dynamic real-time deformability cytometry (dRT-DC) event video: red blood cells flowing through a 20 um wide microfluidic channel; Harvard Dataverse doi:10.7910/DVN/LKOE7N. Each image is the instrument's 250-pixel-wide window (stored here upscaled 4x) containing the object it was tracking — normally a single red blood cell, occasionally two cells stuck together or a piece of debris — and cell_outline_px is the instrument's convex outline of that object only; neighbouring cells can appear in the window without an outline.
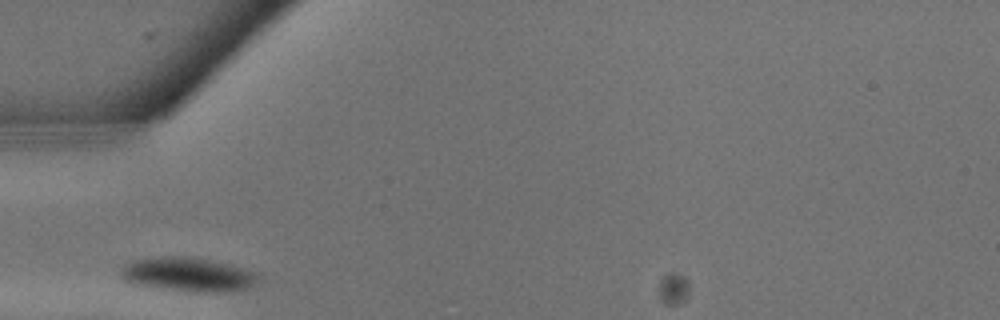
{"species": "common noctule bat (a hibernating species)", "species_latin": "Nyctalus noctula", "temperature_condition": "warm", "stored_images_in_passage": 4, "camera_frame_rate_fps": 3000, "um_per_image_px": 0.085, "animal": {"sex": "male", "body_mass_g": 13.3}, "frame": {"image": 1, "passage_image": 1, "time_ms": 0.0, "image_size_px": [1000, 320], "cell_outline_px": [[260, 276], [256, 284], [248, 288], [232, 292], [204, 292], [132, 284], [124, 280], [120, 276], [120, 268], [124, 264], [136, 260], [164, 256], [168, 256], [208, 260], [244, 268], [256, 272]], "centroid_in_image_um": [16.0, 23.34], "position_along_channel_um": 69.0, "area_um2": 26.82}}
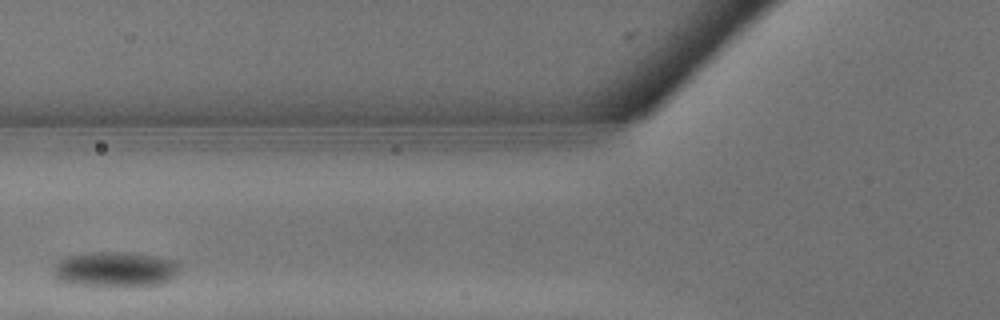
{"frame": {"image": 2, "passage_image": 3, "time_ms": 0.667, "image_size_px": [1000, 320], "cell_outline_px": [[180, 272], [172, 280], [160, 284], [72, 284], [56, 280], [52, 276], [52, 264], [68, 256], [92, 252], [128, 252], [156, 256], [180, 260]], "centroid_in_image_um": [9.81, 22.85], "position_along_channel_um": 116.0, "area_um2": 25.84}}